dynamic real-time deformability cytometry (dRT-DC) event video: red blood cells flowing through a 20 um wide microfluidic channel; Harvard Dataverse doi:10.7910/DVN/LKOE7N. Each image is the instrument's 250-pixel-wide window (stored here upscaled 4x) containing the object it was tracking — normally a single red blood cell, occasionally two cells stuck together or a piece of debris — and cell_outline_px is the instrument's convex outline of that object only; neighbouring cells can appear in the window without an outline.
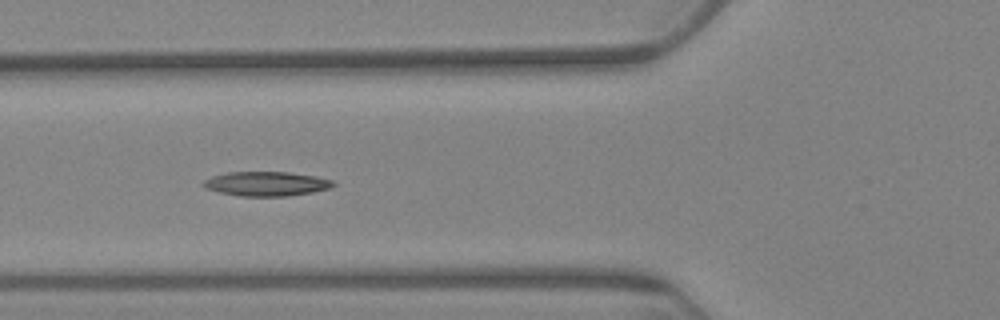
{"species": "Egyptian fruit bat (a non-hibernating species)", "species_latin": "Rousettus aegyptiacus", "temperature_condition": "warm", "stored_images_in_passage": 9, "camera_frame_rate_fps": 3000, "um_per_image_px": 0.085, "animal": {"sex": "female"}, "frame": {"image": 1, "passage_image": 6, "time_ms": 6.667, "image_size_px": [1000, 320], "cell_outline_px": [[336, 184], [328, 188], [312, 192], [288, 196], [240, 196], [220, 192], [204, 188], [200, 184], [204, 180], [212, 176], [228, 172], [288, 172], [316, 176], [332, 180]], "centroid_in_image_um": [22.6, 15.62], "position_along_channel_um": 103.2, "area_um2": 18.44}}
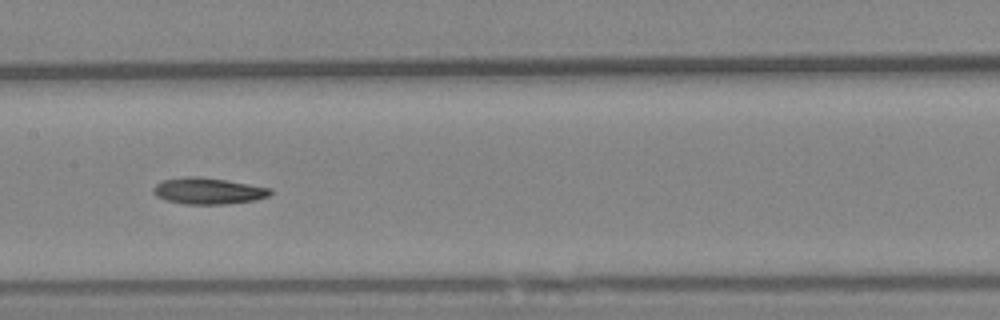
{"frame": {"image": 2, "passage_image": 8, "time_ms": 9.333, "image_size_px": [1000, 320], "cell_outline_px": [[272, 192], [268, 196], [256, 200], [228, 204], [184, 204], [164, 200], [156, 196], [152, 192], [152, 188], [156, 184], [164, 180], [184, 176], [196, 176], [224, 180], [272, 188]], "centroid_in_image_um": [17.66, 16.24], "position_along_channel_um": 189.7, "area_um2": 18.03}}
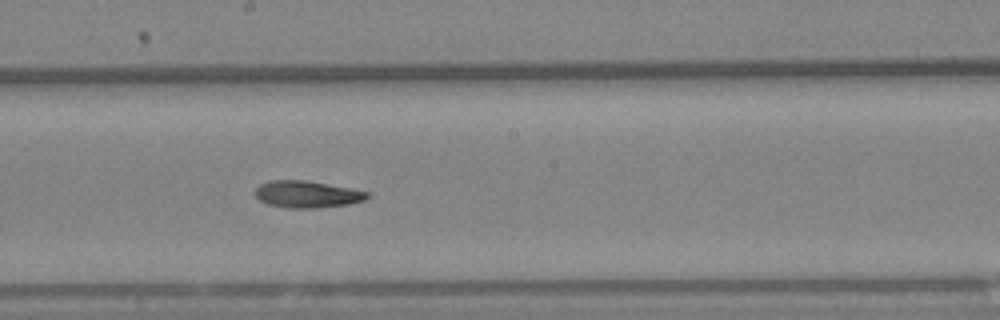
{"frame": {"image": 3, "passage_image": 9, "time_ms": 10.333, "image_size_px": [1000, 320], "cell_outline_px": [[372, 196], [364, 200], [352, 204], [316, 208], [288, 208], [268, 204], [260, 200], [252, 192], [260, 184], [268, 180], [304, 180], [372, 192]], "centroid_in_image_um": [26.12, 16.51], "position_along_channel_um": 222.1, "area_um2": 17.8}}